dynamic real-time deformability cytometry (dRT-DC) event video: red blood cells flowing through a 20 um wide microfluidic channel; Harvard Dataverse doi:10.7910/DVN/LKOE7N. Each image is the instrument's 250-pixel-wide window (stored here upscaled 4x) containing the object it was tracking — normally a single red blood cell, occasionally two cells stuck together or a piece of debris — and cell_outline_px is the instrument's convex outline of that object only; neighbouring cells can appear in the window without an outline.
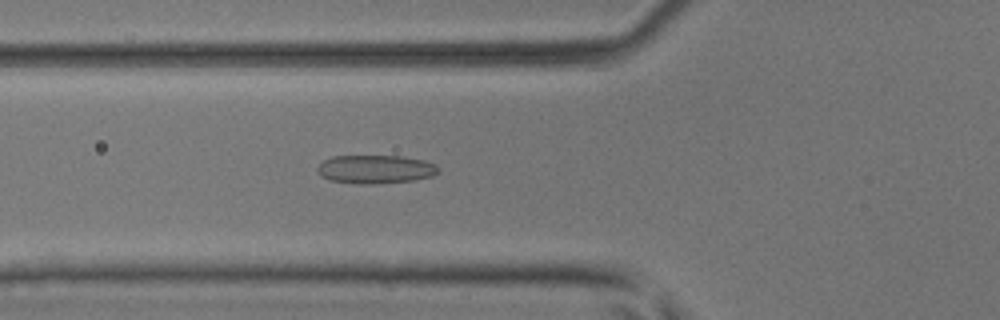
{"species": "common noctule bat (a hibernating species)", "species_latin": "Nyctalus noctula", "temperature_condition": "room temperature", "stored_images_in_passage": 44, "camera_frame_rate_fps": 3000, "um_per_image_px": 0.085, "animal": {"sex": "male", "body_mass_g": 17.9, "forearm_length_mm": 54.2}, "frame": {"image": 1, "passage_image": 13, "time_ms": 4.0, "image_size_px": [1000, 320], "cell_outline_px": [[440, 172], [432, 176], [416, 180], [376, 184], [356, 184], [328, 180], [320, 176], [316, 168], [324, 160], [332, 156], [400, 156], [424, 160], [436, 164], [440, 168]], "centroid_in_image_um": [31.93, 14.4], "position_along_channel_um": 93.9, "area_um2": 20.4}}
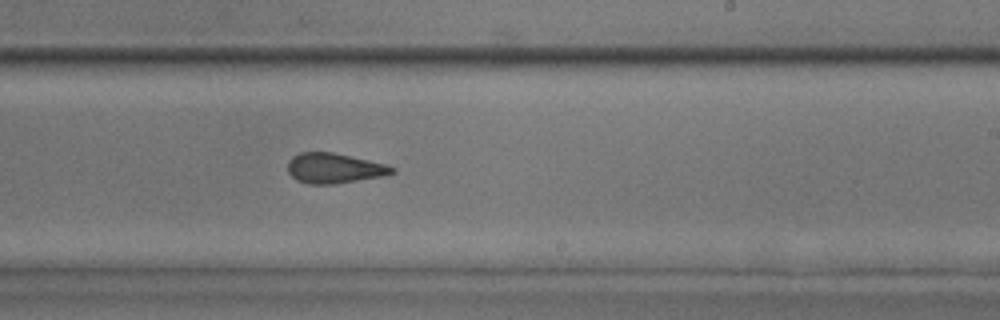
{"frame": {"image": 2, "passage_image": 25, "time_ms": 8.0, "image_size_px": [1000, 320], "cell_outline_px": [[396, 172], [388, 176], [332, 184], [308, 184], [296, 180], [288, 172], [288, 160], [292, 156], [300, 152], [332, 152], [388, 164], [396, 168]], "centroid_in_image_um": [28.45, 14.3], "position_along_channel_um": 260.5, "area_um2": 18.61}}
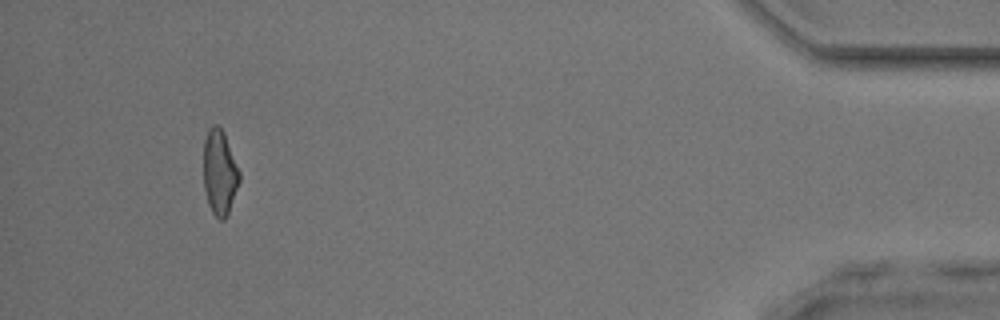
{"frame": {"image": 3, "passage_image": 41, "time_ms": 13.333, "image_size_px": [1000, 320], "cell_outline_px": [[240, 180], [228, 212], [224, 220], [220, 220], [212, 212], [208, 204], [204, 188], [204, 140], [212, 124], [216, 124], [224, 132], [240, 172]], "centroid_in_image_um": [18.66, 14.65], "position_along_channel_um": 416.5, "area_um2": 17.57}, "authors_computed_cell_mechanics": {"area_um2": 18.8428, "velocity_mm_per_s": 4.1761, "shape_relaxation_time_tau1_ms": 3.7553, "shape_relaxation_time_tau2_ms": 1.919, "deformation_change_tau1": 0.1317, "deformation_change_tau2": 0.1203}}